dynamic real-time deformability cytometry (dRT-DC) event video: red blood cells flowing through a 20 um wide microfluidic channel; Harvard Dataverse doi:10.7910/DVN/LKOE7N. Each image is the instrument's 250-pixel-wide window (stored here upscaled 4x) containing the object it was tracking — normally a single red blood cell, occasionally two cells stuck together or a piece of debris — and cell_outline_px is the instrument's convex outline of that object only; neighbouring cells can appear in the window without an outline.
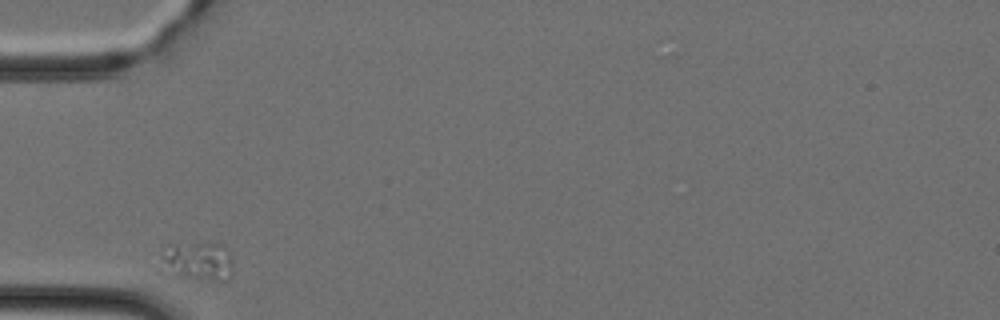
{"species": "Egyptian fruit bat (a non-hibernating species)", "species_latin": "Rousettus aegyptiacus", "temperature_condition": "cold", "stored_images_in_passage": 26, "camera_frame_rate_fps": 3000, "um_per_image_px": 0.085, "animal": {"sex": "female"}, "frame": {"image": 1, "passage_image": 1, "time_ms": 0.0, "image_size_px": [1000, 320], "cell_outline_px": [[232, 260], [228, 276], [224, 284], [176, 276], [164, 260], [164, 244], [220, 244], [228, 252]], "centroid_in_image_um": [16.9, 22.23], "position_along_channel_um": 68.1, "area_um2": 15.72}}